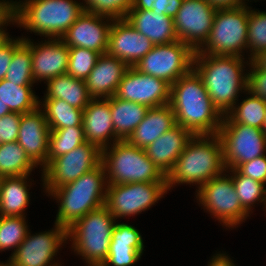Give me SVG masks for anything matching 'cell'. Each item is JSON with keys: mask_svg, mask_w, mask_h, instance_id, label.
<instances>
[{"mask_svg": "<svg viewBox=\"0 0 266 266\" xmlns=\"http://www.w3.org/2000/svg\"><path fill=\"white\" fill-rule=\"evenodd\" d=\"M170 107L176 125L193 135L218 134L223 115L213 105L198 73L192 68L170 85Z\"/></svg>", "mask_w": 266, "mask_h": 266, "instance_id": "1", "label": "cell"}, {"mask_svg": "<svg viewBox=\"0 0 266 266\" xmlns=\"http://www.w3.org/2000/svg\"><path fill=\"white\" fill-rule=\"evenodd\" d=\"M246 58L225 55H207L195 51L193 69L198 73L213 105L222 115L236 104L239 93L247 89Z\"/></svg>", "mask_w": 266, "mask_h": 266, "instance_id": "2", "label": "cell"}, {"mask_svg": "<svg viewBox=\"0 0 266 266\" xmlns=\"http://www.w3.org/2000/svg\"><path fill=\"white\" fill-rule=\"evenodd\" d=\"M225 170L219 135H194L166 176L167 190L170 191L176 184H195L199 189Z\"/></svg>", "mask_w": 266, "mask_h": 266, "instance_id": "3", "label": "cell"}, {"mask_svg": "<svg viewBox=\"0 0 266 266\" xmlns=\"http://www.w3.org/2000/svg\"><path fill=\"white\" fill-rule=\"evenodd\" d=\"M73 0H23L12 4L13 25L45 38L60 39L83 13Z\"/></svg>", "mask_w": 266, "mask_h": 266, "instance_id": "4", "label": "cell"}, {"mask_svg": "<svg viewBox=\"0 0 266 266\" xmlns=\"http://www.w3.org/2000/svg\"><path fill=\"white\" fill-rule=\"evenodd\" d=\"M107 187L106 170L101 162L77 180L51 191L47 196L59 203L55 223L68 228L90 211L105 205Z\"/></svg>", "mask_w": 266, "mask_h": 266, "instance_id": "5", "label": "cell"}, {"mask_svg": "<svg viewBox=\"0 0 266 266\" xmlns=\"http://www.w3.org/2000/svg\"><path fill=\"white\" fill-rule=\"evenodd\" d=\"M116 219L105 205L90 211L67 228V239L86 266H101L107 259Z\"/></svg>", "mask_w": 266, "mask_h": 266, "instance_id": "6", "label": "cell"}, {"mask_svg": "<svg viewBox=\"0 0 266 266\" xmlns=\"http://www.w3.org/2000/svg\"><path fill=\"white\" fill-rule=\"evenodd\" d=\"M110 146L102 150L108 184L166 182V175L147 157L145 149L127 140Z\"/></svg>", "mask_w": 266, "mask_h": 266, "instance_id": "7", "label": "cell"}, {"mask_svg": "<svg viewBox=\"0 0 266 266\" xmlns=\"http://www.w3.org/2000/svg\"><path fill=\"white\" fill-rule=\"evenodd\" d=\"M249 6L217 9L201 54L244 57L247 50Z\"/></svg>", "mask_w": 266, "mask_h": 266, "instance_id": "8", "label": "cell"}, {"mask_svg": "<svg viewBox=\"0 0 266 266\" xmlns=\"http://www.w3.org/2000/svg\"><path fill=\"white\" fill-rule=\"evenodd\" d=\"M196 193L199 205L226 229L236 228L250 216L242 208L232 176L226 170L196 189Z\"/></svg>", "mask_w": 266, "mask_h": 266, "instance_id": "9", "label": "cell"}, {"mask_svg": "<svg viewBox=\"0 0 266 266\" xmlns=\"http://www.w3.org/2000/svg\"><path fill=\"white\" fill-rule=\"evenodd\" d=\"M101 162L102 151L87 141L69 153L50 160L41 170L45 194L77 180Z\"/></svg>", "mask_w": 266, "mask_h": 266, "instance_id": "10", "label": "cell"}, {"mask_svg": "<svg viewBox=\"0 0 266 266\" xmlns=\"http://www.w3.org/2000/svg\"><path fill=\"white\" fill-rule=\"evenodd\" d=\"M168 193L166 182L108 184L105 206L119 219L150 209Z\"/></svg>", "mask_w": 266, "mask_h": 266, "instance_id": "11", "label": "cell"}, {"mask_svg": "<svg viewBox=\"0 0 266 266\" xmlns=\"http://www.w3.org/2000/svg\"><path fill=\"white\" fill-rule=\"evenodd\" d=\"M195 51L180 40L154 45L134 67L172 85L193 68Z\"/></svg>", "mask_w": 266, "mask_h": 266, "instance_id": "12", "label": "cell"}, {"mask_svg": "<svg viewBox=\"0 0 266 266\" xmlns=\"http://www.w3.org/2000/svg\"><path fill=\"white\" fill-rule=\"evenodd\" d=\"M218 135L223 145L226 169L266 155V134L262 129L235 122H222Z\"/></svg>", "mask_w": 266, "mask_h": 266, "instance_id": "13", "label": "cell"}, {"mask_svg": "<svg viewBox=\"0 0 266 266\" xmlns=\"http://www.w3.org/2000/svg\"><path fill=\"white\" fill-rule=\"evenodd\" d=\"M54 228L31 234L21 242L9 258L17 266H62L58 261L55 263V256L66 243L67 228L54 223ZM54 259V261H52Z\"/></svg>", "mask_w": 266, "mask_h": 266, "instance_id": "14", "label": "cell"}, {"mask_svg": "<svg viewBox=\"0 0 266 266\" xmlns=\"http://www.w3.org/2000/svg\"><path fill=\"white\" fill-rule=\"evenodd\" d=\"M216 11L206 0H183L173 18L178 40L197 51L208 39Z\"/></svg>", "mask_w": 266, "mask_h": 266, "instance_id": "15", "label": "cell"}, {"mask_svg": "<svg viewBox=\"0 0 266 266\" xmlns=\"http://www.w3.org/2000/svg\"><path fill=\"white\" fill-rule=\"evenodd\" d=\"M118 99L136 102L148 108L169 104L170 84L130 66L114 95Z\"/></svg>", "mask_w": 266, "mask_h": 266, "instance_id": "16", "label": "cell"}, {"mask_svg": "<svg viewBox=\"0 0 266 266\" xmlns=\"http://www.w3.org/2000/svg\"><path fill=\"white\" fill-rule=\"evenodd\" d=\"M112 22L111 18L83 12L60 39L69 48L81 47L104 54Z\"/></svg>", "mask_w": 266, "mask_h": 266, "instance_id": "17", "label": "cell"}, {"mask_svg": "<svg viewBox=\"0 0 266 266\" xmlns=\"http://www.w3.org/2000/svg\"><path fill=\"white\" fill-rule=\"evenodd\" d=\"M30 47L32 56V73L34 81L48 80L67 73L69 62V47L61 39L48 38L39 43L23 37Z\"/></svg>", "mask_w": 266, "mask_h": 266, "instance_id": "18", "label": "cell"}, {"mask_svg": "<svg viewBox=\"0 0 266 266\" xmlns=\"http://www.w3.org/2000/svg\"><path fill=\"white\" fill-rule=\"evenodd\" d=\"M154 47L153 42L139 33L126 19L113 20L107 53L135 66Z\"/></svg>", "mask_w": 266, "mask_h": 266, "instance_id": "19", "label": "cell"}, {"mask_svg": "<svg viewBox=\"0 0 266 266\" xmlns=\"http://www.w3.org/2000/svg\"><path fill=\"white\" fill-rule=\"evenodd\" d=\"M49 134L50 128L42 108L21 115L17 142L41 169L47 164Z\"/></svg>", "mask_w": 266, "mask_h": 266, "instance_id": "20", "label": "cell"}, {"mask_svg": "<svg viewBox=\"0 0 266 266\" xmlns=\"http://www.w3.org/2000/svg\"><path fill=\"white\" fill-rule=\"evenodd\" d=\"M82 125L85 140L96 145L101 151L119 141L113 128L110 97L93 98L83 110Z\"/></svg>", "mask_w": 266, "mask_h": 266, "instance_id": "21", "label": "cell"}, {"mask_svg": "<svg viewBox=\"0 0 266 266\" xmlns=\"http://www.w3.org/2000/svg\"><path fill=\"white\" fill-rule=\"evenodd\" d=\"M143 238L140 231L127 223H115L107 259L101 266H133L144 250Z\"/></svg>", "mask_w": 266, "mask_h": 266, "instance_id": "22", "label": "cell"}, {"mask_svg": "<svg viewBox=\"0 0 266 266\" xmlns=\"http://www.w3.org/2000/svg\"><path fill=\"white\" fill-rule=\"evenodd\" d=\"M129 66L108 53L101 54L86 78V87L92 98H109L116 90Z\"/></svg>", "mask_w": 266, "mask_h": 266, "instance_id": "23", "label": "cell"}, {"mask_svg": "<svg viewBox=\"0 0 266 266\" xmlns=\"http://www.w3.org/2000/svg\"><path fill=\"white\" fill-rule=\"evenodd\" d=\"M194 135L176 125L145 148L147 157L167 176Z\"/></svg>", "mask_w": 266, "mask_h": 266, "instance_id": "24", "label": "cell"}, {"mask_svg": "<svg viewBox=\"0 0 266 266\" xmlns=\"http://www.w3.org/2000/svg\"><path fill=\"white\" fill-rule=\"evenodd\" d=\"M139 33L150 39L154 45L167 44L178 40L174 19L160 15L153 10H131L125 18Z\"/></svg>", "mask_w": 266, "mask_h": 266, "instance_id": "25", "label": "cell"}, {"mask_svg": "<svg viewBox=\"0 0 266 266\" xmlns=\"http://www.w3.org/2000/svg\"><path fill=\"white\" fill-rule=\"evenodd\" d=\"M174 126H176L175 114L169 104L149 108L127 141L131 145L145 149Z\"/></svg>", "mask_w": 266, "mask_h": 266, "instance_id": "26", "label": "cell"}, {"mask_svg": "<svg viewBox=\"0 0 266 266\" xmlns=\"http://www.w3.org/2000/svg\"><path fill=\"white\" fill-rule=\"evenodd\" d=\"M28 177L30 175L0 178V216H26L31 198Z\"/></svg>", "mask_w": 266, "mask_h": 266, "instance_id": "27", "label": "cell"}, {"mask_svg": "<svg viewBox=\"0 0 266 266\" xmlns=\"http://www.w3.org/2000/svg\"><path fill=\"white\" fill-rule=\"evenodd\" d=\"M43 99H61L77 109L84 110L93 99L84 80L76 79L69 74H62L47 82Z\"/></svg>", "mask_w": 266, "mask_h": 266, "instance_id": "28", "label": "cell"}, {"mask_svg": "<svg viewBox=\"0 0 266 266\" xmlns=\"http://www.w3.org/2000/svg\"><path fill=\"white\" fill-rule=\"evenodd\" d=\"M148 107L136 102L110 97V110L115 136L127 140L137 125L144 119Z\"/></svg>", "mask_w": 266, "mask_h": 266, "instance_id": "29", "label": "cell"}, {"mask_svg": "<svg viewBox=\"0 0 266 266\" xmlns=\"http://www.w3.org/2000/svg\"><path fill=\"white\" fill-rule=\"evenodd\" d=\"M246 92L249 96L239 104L236 103L226 115H223L222 122H235L262 129L265 122L266 101L247 90Z\"/></svg>", "mask_w": 266, "mask_h": 266, "instance_id": "30", "label": "cell"}, {"mask_svg": "<svg viewBox=\"0 0 266 266\" xmlns=\"http://www.w3.org/2000/svg\"><path fill=\"white\" fill-rule=\"evenodd\" d=\"M33 86H19L6 79L0 81V100L11 112L28 113L39 107V97Z\"/></svg>", "mask_w": 266, "mask_h": 266, "instance_id": "31", "label": "cell"}, {"mask_svg": "<svg viewBox=\"0 0 266 266\" xmlns=\"http://www.w3.org/2000/svg\"><path fill=\"white\" fill-rule=\"evenodd\" d=\"M39 107L43 108L50 129L83 126V110L70 106L64 100L43 99Z\"/></svg>", "mask_w": 266, "mask_h": 266, "instance_id": "32", "label": "cell"}, {"mask_svg": "<svg viewBox=\"0 0 266 266\" xmlns=\"http://www.w3.org/2000/svg\"><path fill=\"white\" fill-rule=\"evenodd\" d=\"M35 167L17 141L0 145V178L30 175Z\"/></svg>", "mask_w": 266, "mask_h": 266, "instance_id": "33", "label": "cell"}, {"mask_svg": "<svg viewBox=\"0 0 266 266\" xmlns=\"http://www.w3.org/2000/svg\"><path fill=\"white\" fill-rule=\"evenodd\" d=\"M226 172L232 176L241 206L248 214L252 213V207L257 202L263 203L266 208V187L263 183L242 175L237 169H226Z\"/></svg>", "mask_w": 266, "mask_h": 266, "instance_id": "34", "label": "cell"}, {"mask_svg": "<svg viewBox=\"0 0 266 266\" xmlns=\"http://www.w3.org/2000/svg\"><path fill=\"white\" fill-rule=\"evenodd\" d=\"M86 142L83 126L50 129L47 163Z\"/></svg>", "mask_w": 266, "mask_h": 266, "instance_id": "35", "label": "cell"}, {"mask_svg": "<svg viewBox=\"0 0 266 266\" xmlns=\"http://www.w3.org/2000/svg\"><path fill=\"white\" fill-rule=\"evenodd\" d=\"M4 79L17 83L19 86H33L35 84L32 73L31 50L24 41L14 49L13 57Z\"/></svg>", "mask_w": 266, "mask_h": 266, "instance_id": "36", "label": "cell"}, {"mask_svg": "<svg viewBox=\"0 0 266 266\" xmlns=\"http://www.w3.org/2000/svg\"><path fill=\"white\" fill-rule=\"evenodd\" d=\"M29 231L26 216H0V252L19 247Z\"/></svg>", "mask_w": 266, "mask_h": 266, "instance_id": "37", "label": "cell"}, {"mask_svg": "<svg viewBox=\"0 0 266 266\" xmlns=\"http://www.w3.org/2000/svg\"><path fill=\"white\" fill-rule=\"evenodd\" d=\"M266 50V12L249 7L247 51L251 60L261 51Z\"/></svg>", "mask_w": 266, "mask_h": 266, "instance_id": "38", "label": "cell"}, {"mask_svg": "<svg viewBox=\"0 0 266 266\" xmlns=\"http://www.w3.org/2000/svg\"><path fill=\"white\" fill-rule=\"evenodd\" d=\"M84 12L111 18L113 20L125 19L132 10L134 0H83Z\"/></svg>", "mask_w": 266, "mask_h": 266, "instance_id": "39", "label": "cell"}, {"mask_svg": "<svg viewBox=\"0 0 266 266\" xmlns=\"http://www.w3.org/2000/svg\"><path fill=\"white\" fill-rule=\"evenodd\" d=\"M100 55V53L86 48H69L67 74L76 79L85 81L97 63Z\"/></svg>", "mask_w": 266, "mask_h": 266, "instance_id": "40", "label": "cell"}, {"mask_svg": "<svg viewBox=\"0 0 266 266\" xmlns=\"http://www.w3.org/2000/svg\"><path fill=\"white\" fill-rule=\"evenodd\" d=\"M183 0H134L132 10H153L174 18Z\"/></svg>", "mask_w": 266, "mask_h": 266, "instance_id": "41", "label": "cell"}, {"mask_svg": "<svg viewBox=\"0 0 266 266\" xmlns=\"http://www.w3.org/2000/svg\"><path fill=\"white\" fill-rule=\"evenodd\" d=\"M21 115V113L11 112L0 117L1 143L17 141Z\"/></svg>", "mask_w": 266, "mask_h": 266, "instance_id": "42", "label": "cell"}, {"mask_svg": "<svg viewBox=\"0 0 266 266\" xmlns=\"http://www.w3.org/2000/svg\"><path fill=\"white\" fill-rule=\"evenodd\" d=\"M247 73V91L266 101V70L257 69L251 62Z\"/></svg>", "mask_w": 266, "mask_h": 266, "instance_id": "43", "label": "cell"}, {"mask_svg": "<svg viewBox=\"0 0 266 266\" xmlns=\"http://www.w3.org/2000/svg\"><path fill=\"white\" fill-rule=\"evenodd\" d=\"M242 175L266 185V155L240 164L236 168Z\"/></svg>", "mask_w": 266, "mask_h": 266, "instance_id": "44", "label": "cell"}, {"mask_svg": "<svg viewBox=\"0 0 266 266\" xmlns=\"http://www.w3.org/2000/svg\"><path fill=\"white\" fill-rule=\"evenodd\" d=\"M23 36L18 38H10L8 34L0 42V81L5 78L9 64L13 57L14 49L23 41Z\"/></svg>", "mask_w": 266, "mask_h": 266, "instance_id": "45", "label": "cell"}, {"mask_svg": "<svg viewBox=\"0 0 266 266\" xmlns=\"http://www.w3.org/2000/svg\"><path fill=\"white\" fill-rule=\"evenodd\" d=\"M13 0H0V29L12 18Z\"/></svg>", "mask_w": 266, "mask_h": 266, "instance_id": "46", "label": "cell"}, {"mask_svg": "<svg viewBox=\"0 0 266 266\" xmlns=\"http://www.w3.org/2000/svg\"><path fill=\"white\" fill-rule=\"evenodd\" d=\"M216 9L238 8L247 5L244 0H206Z\"/></svg>", "mask_w": 266, "mask_h": 266, "instance_id": "47", "label": "cell"}, {"mask_svg": "<svg viewBox=\"0 0 266 266\" xmlns=\"http://www.w3.org/2000/svg\"><path fill=\"white\" fill-rule=\"evenodd\" d=\"M232 261L230 256L219 252L213 255L210 262H208V266H235L234 261Z\"/></svg>", "mask_w": 266, "mask_h": 266, "instance_id": "48", "label": "cell"}, {"mask_svg": "<svg viewBox=\"0 0 266 266\" xmlns=\"http://www.w3.org/2000/svg\"><path fill=\"white\" fill-rule=\"evenodd\" d=\"M250 62L257 68V69H264L266 70V50L261 51L255 57H253Z\"/></svg>", "mask_w": 266, "mask_h": 266, "instance_id": "49", "label": "cell"}, {"mask_svg": "<svg viewBox=\"0 0 266 266\" xmlns=\"http://www.w3.org/2000/svg\"><path fill=\"white\" fill-rule=\"evenodd\" d=\"M9 24H13L12 18L0 29V42L9 34L8 32H6L7 28L5 29V27Z\"/></svg>", "mask_w": 266, "mask_h": 266, "instance_id": "50", "label": "cell"}, {"mask_svg": "<svg viewBox=\"0 0 266 266\" xmlns=\"http://www.w3.org/2000/svg\"><path fill=\"white\" fill-rule=\"evenodd\" d=\"M11 113L9 108L0 100V117Z\"/></svg>", "mask_w": 266, "mask_h": 266, "instance_id": "51", "label": "cell"}, {"mask_svg": "<svg viewBox=\"0 0 266 266\" xmlns=\"http://www.w3.org/2000/svg\"><path fill=\"white\" fill-rule=\"evenodd\" d=\"M0 266H17V265L10 258H8L6 262H0Z\"/></svg>", "mask_w": 266, "mask_h": 266, "instance_id": "52", "label": "cell"}, {"mask_svg": "<svg viewBox=\"0 0 266 266\" xmlns=\"http://www.w3.org/2000/svg\"><path fill=\"white\" fill-rule=\"evenodd\" d=\"M262 130L266 134V115H265V122H264Z\"/></svg>", "mask_w": 266, "mask_h": 266, "instance_id": "53", "label": "cell"}]
</instances>
